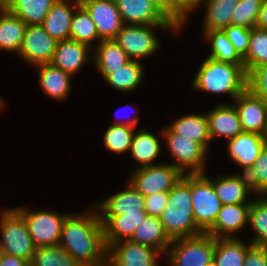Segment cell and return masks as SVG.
<instances>
[{"label": "cell", "instance_id": "12", "mask_svg": "<svg viewBox=\"0 0 267 266\" xmlns=\"http://www.w3.org/2000/svg\"><path fill=\"white\" fill-rule=\"evenodd\" d=\"M57 43L41 25H29L26 27L18 57L33 67L50 63Z\"/></svg>", "mask_w": 267, "mask_h": 266}, {"label": "cell", "instance_id": "20", "mask_svg": "<svg viewBox=\"0 0 267 266\" xmlns=\"http://www.w3.org/2000/svg\"><path fill=\"white\" fill-rule=\"evenodd\" d=\"M211 109L206 112L211 140L218 137L230 140L243 132L239 115L233 104L224 102Z\"/></svg>", "mask_w": 267, "mask_h": 266}, {"label": "cell", "instance_id": "13", "mask_svg": "<svg viewBox=\"0 0 267 266\" xmlns=\"http://www.w3.org/2000/svg\"><path fill=\"white\" fill-rule=\"evenodd\" d=\"M233 104L239 115L243 132L258 133L267 137V103L245 89Z\"/></svg>", "mask_w": 267, "mask_h": 266}, {"label": "cell", "instance_id": "35", "mask_svg": "<svg viewBox=\"0 0 267 266\" xmlns=\"http://www.w3.org/2000/svg\"><path fill=\"white\" fill-rule=\"evenodd\" d=\"M70 39L88 45L93 49L100 42L94 21L91 19L88 11L80 4L73 14L70 29ZM94 43V44H93Z\"/></svg>", "mask_w": 267, "mask_h": 266}, {"label": "cell", "instance_id": "50", "mask_svg": "<svg viewBox=\"0 0 267 266\" xmlns=\"http://www.w3.org/2000/svg\"><path fill=\"white\" fill-rule=\"evenodd\" d=\"M129 106V104H127V107ZM135 113V112H134ZM136 116H133V117H131L130 119H119L118 120V118L119 117H117L115 120H116V122L115 123H113V124H122V125H127V126H131V127H133V128H135V126L138 124V122H139V117H137V113L135 114ZM127 117V116H126ZM125 118V117H124ZM125 120V121H124Z\"/></svg>", "mask_w": 267, "mask_h": 266}, {"label": "cell", "instance_id": "41", "mask_svg": "<svg viewBox=\"0 0 267 266\" xmlns=\"http://www.w3.org/2000/svg\"><path fill=\"white\" fill-rule=\"evenodd\" d=\"M256 197L267 191V144L260 151L256 161L245 172Z\"/></svg>", "mask_w": 267, "mask_h": 266}, {"label": "cell", "instance_id": "53", "mask_svg": "<svg viewBox=\"0 0 267 266\" xmlns=\"http://www.w3.org/2000/svg\"><path fill=\"white\" fill-rule=\"evenodd\" d=\"M207 266H216V265L214 264V262H212L211 264H209Z\"/></svg>", "mask_w": 267, "mask_h": 266}, {"label": "cell", "instance_id": "28", "mask_svg": "<svg viewBox=\"0 0 267 266\" xmlns=\"http://www.w3.org/2000/svg\"><path fill=\"white\" fill-rule=\"evenodd\" d=\"M57 0H5L1 5L22 19L27 26L41 25Z\"/></svg>", "mask_w": 267, "mask_h": 266}, {"label": "cell", "instance_id": "38", "mask_svg": "<svg viewBox=\"0 0 267 266\" xmlns=\"http://www.w3.org/2000/svg\"><path fill=\"white\" fill-rule=\"evenodd\" d=\"M135 128L122 124H111L104 133V147L111 153L130 151Z\"/></svg>", "mask_w": 267, "mask_h": 266}, {"label": "cell", "instance_id": "34", "mask_svg": "<svg viewBox=\"0 0 267 266\" xmlns=\"http://www.w3.org/2000/svg\"><path fill=\"white\" fill-rule=\"evenodd\" d=\"M202 36L211 47V52L207 57L220 62L244 65L243 58L235 50L223 30L206 31Z\"/></svg>", "mask_w": 267, "mask_h": 266}, {"label": "cell", "instance_id": "47", "mask_svg": "<svg viewBox=\"0 0 267 266\" xmlns=\"http://www.w3.org/2000/svg\"><path fill=\"white\" fill-rule=\"evenodd\" d=\"M0 266H31V262L0 252Z\"/></svg>", "mask_w": 267, "mask_h": 266}, {"label": "cell", "instance_id": "1", "mask_svg": "<svg viewBox=\"0 0 267 266\" xmlns=\"http://www.w3.org/2000/svg\"><path fill=\"white\" fill-rule=\"evenodd\" d=\"M85 212L66 217L58 245L80 266H105L108 248L99 213L93 204Z\"/></svg>", "mask_w": 267, "mask_h": 266}, {"label": "cell", "instance_id": "46", "mask_svg": "<svg viewBox=\"0 0 267 266\" xmlns=\"http://www.w3.org/2000/svg\"><path fill=\"white\" fill-rule=\"evenodd\" d=\"M243 266H267V246L251 244Z\"/></svg>", "mask_w": 267, "mask_h": 266}, {"label": "cell", "instance_id": "42", "mask_svg": "<svg viewBox=\"0 0 267 266\" xmlns=\"http://www.w3.org/2000/svg\"><path fill=\"white\" fill-rule=\"evenodd\" d=\"M246 73V89L267 103V64L256 66Z\"/></svg>", "mask_w": 267, "mask_h": 266}, {"label": "cell", "instance_id": "48", "mask_svg": "<svg viewBox=\"0 0 267 266\" xmlns=\"http://www.w3.org/2000/svg\"><path fill=\"white\" fill-rule=\"evenodd\" d=\"M159 11L173 24V0H152Z\"/></svg>", "mask_w": 267, "mask_h": 266}, {"label": "cell", "instance_id": "33", "mask_svg": "<svg viewBox=\"0 0 267 266\" xmlns=\"http://www.w3.org/2000/svg\"><path fill=\"white\" fill-rule=\"evenodd\" d=\"M249 243L240 238H215L213 262L216 266H243Z\"/></svg>", "mask_w": 267, "mask_h": 266}, {"label": "cell", "instance_id": "21", "mask_svg": "<svg viewBox=\"0 0 267 266\" xmlns=\"http://www.w3.org/2000/svg\"><path fill=\"white\" fill-rule=\"evenodd\" d=\"M79 5V0H57L41 26L57 42L70 39L73 14Z\"/></svg>", "mask_w": 267, "mask_h": 266}, {"label": "cell", "instance_id": "19", "mask_svg": "<svg viewBox=\"0 0 267 266\" xmlns=\"http://www.w3.org/2000/svg\"><path fill=\"white\" fill-rule=\"evenodd\" d=\"M124 24H172L152 0H115Z\"/></svg>", "mask_w": 267, "mask_h": 266}, {"label": "cell", "instance_id": "6", "mask_svg": "<svg viewBox=\"0 0 267 266\" xmlns=\"http://www.w3.org/2000/svg\"><path fill=\"white\" fill-rule=\"evenodd\" d=\"M214 250L215 237L202 233L173 239L165 255L170 266H207L213 262Z\"/></svg>", "mask_w": 267, "mask_h": 266}, {"label": "cell", "instance_id": "4", "mask_svg": "<svg viewBox=\"0 0 267 266\" xmlns=\"http://www.w3.org/2000/svg\"><path fill=\"white\" fill-rule=\"evenodd\" d=\"M154 28L179 33V29L173 24H124L113 40L131 60L142 61V58L150 57L160 50L161 40L155 34Z\"/></svg>", "mask_w": 267, "mask_h": 266}, {"label": "cell", "instance_id": "17", "mask_svg": "<svg viewBox=\"0 0 267 266\" xmlns=\"http://www.w3.org/2000/svg\"><path fill=\"white\" fill-rule=\"evenodd\" d=\"M92 53L93 49L88 45L73 39H67L57 43L53 59L50 63L74 76L76 73H79L78 71L86 63L92 62Z\"/></svg>", "mask_w": 267, "mask_h": 266}, {"label": "cell", "instance_id": "23", "mask_svg": "<svg viewBox=\"0 0 267 266\" xmlns=\"http://www.w3.org/2000/svg\"><path fill=\"white\" fill-rule=\"evenodd\" d=\"M146 216V211L127 212L120 216H99L103 224L106 247L119 241L130 240L136 227L143 222Z\"/></svg>", "mask_w": 267, "mask_h": 266}, {"label": "cell", "instance_id": "26", "mask_svg": "<svg viewBox=\"0 0 267 266\" xmlns=\"http://www.w3.org/2000/svg\"><path fill=\"white\" fill-rule=\"evenodd\" d=\"M130 60L114 40H101L93 48L92 63L104 79Z\"/></svg>", "mask_w": 267, "mask_h": 266}, {"label": "cell", "instance_id": "29", "mask_svg": "<svg viewBox=\"0 0 267 266\" xmlns=\"http://www.w3.org/2000/svg\"><path fill=\"white\" fill-rule=\"evenodd\" d=\"M27 24L0 5V50L19 53Z\"/></svg>", "mask_w": 267, "mask_h": 266}, {"label": "cell", "instance_id": "2", "mask_svg": "<svg viewBox=\"0 0 267 266\" xmlns=\"http://www.w3.org/2000/svg\"><path fill=\"white\" fill-rule=\"evenodd\" d=\"M247 73L244 65L205 58L192 80L195 91L227 94L234 100L246 89Z\"/></svg>", "mask_w": 267, "mask_h": 266}, {"label": "cell", "instance_id": "30", "mask_svg": "<svg viewBox=\"0 0 267 266\" xmlns=\"http://www.w3.org/2000/svg\"><path fill=\"white\" fill-rule=\"evenodd\" d=\"M161 147L158 137L146 130L145 127L138 130V132L135 131L130 148L132 157L137 163H140L135 167L141 168L160 164L154 162V160H157Z\"/></svg>", "mask_w": 267, "mask_h": 266}, {"label": "cell", "instance_id": "9", "mask_svg": "<svg viewBox=\"0 0 267 266\" xmlns=\"http://www.w3.org/2000/svg\"><path fill=\"white\" fill-rule=\"evenodd\" d=\"M25 219L28 232L36 247L57 246L60 241L64 220L69 214H60L49 209L30 210L15 208Z\"/></svg>", "mask_w": 267, "mask_h": 266}, {"label": "cell", "instance_id": "45", "mask_svg": "<svg viewBox=\"0 0 267 266\" xmlns=\"http://www.w3.org/2000/svg\"><path fill=\"white\" fill-rule=\"evenodd\" d=\"M168 202V192H159L144 197V210L148 216L160 217Z\"/></svg>", "mask_w": 267, "mask_h": 266}, {"label": "cell", "instance_id": "32", "mask_svg": "<svg viewBox=\"0 0 267 266\" xmlns=\"http://www.w3.org/2000/svg\"><path fill=\"white\" fill-rule=\"evenodd\" d=\"M142 61L130 60L115 72L109 74L104 80L111 85L113 89L119 92H128L137 90L143 78L145 77V65ZM137 88V89H136Z\"/></svg>", "mask_w": 267, "mask_h": 266}, {"label": "cell", "instance_id": "31", "mask_svg": "<svg viewBox=\"0 0 267 266\" xmlns=\"http://www.w3.org/2000/svg\"><path fill=\"white\" fill-rule=\"evenodd\" d=\"M239 0H202L201 6H205L202 32L211 30H223L231 25L233 11ZM203 4V5H202Z\"/></svg>", "mask_w": 267, "mask_h": 266}, {"label": "cell", "instance_id": "40", "mask_svg": "<svg viewBox=\"0 0 267 266\" xmlns=\"http://www.w3.org/2000/svg\"><path fill=\"white\" fill-rule=\"evenodd\" d=\"M262 3L263 0H239L232 12L231 24L248 29L255 28Z\"/></svg>", "mask_w": 267, "mask_h": 266}, {"label": "cell", "instance_id": "14", "mask_svg": "<svg viewBox=\"0 0 267 266\" xmlns=\"http://www.w3.org/2000/svg\"><path fill=\"white\" fill-rule=\"evenodd\" d=\"M97 29L100 40H113L124 23L115 0H81Z\"/></svg>", "mask_w": 267, "mask_h": 266}, {"label": "cell", "instance_id": "7", "mask_svg": "<svg viewBox=\"0 0 267 266\" xmlns=\"http://www.w3.org/2000/svg\"><path fill=\"white\" fill-rule=\"evenodd\" d=\"M160 137L165 140L167 150L175 159L170 164L183 174L204 173L208 151L201 144L191 138L171 133L166 127L160 131Z\"/></svg>", "mask_w": 267, "mask_h": 266}, {"label": "cell", "instance_id": "8", "mask_svg": "<svg viewBox=\"0 0 267 266\" xmlns=\"http://www.w3.org/2000/svg\"><path fill=\"white\" fill-rule=\"evenodd\" d=\"M191 194L194 221L206 233L213 226L222 203L205 172L191 174Z\"/></svg>", "mask_w": 267, "mask_h": 266}, {"label": "cell", "instance_id": "18", "mask_svg": "<svg viewBox=\"0 0 267 266\" xmlns=\"http://www.w3.org/2000/svg\"><path fill=\"white\" fill-rule=\"evenodd\" d=\"M250 205L251 203L222 205L213 226L206 233L215 238H235L233 234L248 225Z\"/></svg>", "mask_w": 267, "mask_h": 266}, {"label": "cell", "instance_id": "51", "mask_svg": "<svg viewBox=\"0 0 267 266\" xmlns=\"http://www.w3.org/2000/svg\"><path fill=\"white\" fill-rule=\"evenodd\" d=\"M4 101H3V98L0 97V112L1 110L4 108ZM3 107V108H2Z\"/></svg>", "mask_w": 267, "mask_h": 266}, {"label": "cell", "instance_id": "36", "mask_svg": "<svg viewBox=\"0 0 267 266\" xmlns=\"http://www.w3.org/2000/svg\"><path fill=\"white\" fill-rule=\"evenodd\" d=\"M248 224L255 233L250 243L267 246V199L262 195L253 199L250 205Z\"/></svg>", "mask_w": 267, "mask_h": 266}, {"label": "cell", "instance_id": "43", "mask_svg": "<svg viewBox=\"0 0 267 266\" xmlns=\"http://www.w3.org/2000/svg\"><path fill=\"white\" fill-rule=\"evenodd\" d=\"M223 31L234 46L235 50L243 58L249 49L250 29L231 24L224 28Z\"/></svg>", "mask_w": 267, "mask_h": 266}, {"label": "cell", "instance_id": "25", "mask_svg": "<svg viewBox=\"0 0 267 266\" xmlns=\"http://www.w3.org/2000/svg\"><path fill=\"white\" fill-rule=\"evenodd\" d=\"M166 128L174 134H179L191 138L201 144L207 151L211 143L208 119L206 112L203 114H186L176 118Z\"/></svg>", "mask_w": 267, "mask_h": 266}, {"label": "cell", "instance_id": "49", "mask_svg": "<svg viewBox=\"0 0 267 266\" xmlns=\"http://www.w3.org/2000/svg\"><path fill=\"white\" fill-rule=\"evenodd\" d=\"M255 27L267 30V0H263Z\"/></svg>", "mask_w": 267, "mask_h": 266}, {"label": "cell", "instance_id": "3", "mask_svg": "<svg viewBox=\"0 0 267 266\" xmlns=\"http://www.w3.org/2000/svg\"><path fill=\"white\" fill-rule=\"evenodd\" d=\"M191 197V174H184L168 192V202L160 216L165 232L172 240L203 233L194 221Z\"/></svg>", "mask_w": 267, "mask_h": 266}, {"label": "cell", "instance_id": "11", "mask_svg": "<svg viewBox=\"0 0 267 266\" xmlns=\"http://www.w3.org/2000/svg\"><path fill=\"white\" fill-rule=\"evenodd\" d=\"M163 254L148 245L123 240L111 244L107 252L108 266H158Z\"/></svg>", "mask_w": 267, "mask_h": 266}, {"label": "cell", "instance_id": "52", "mask_svg": "<svg viewBox=\"0 0 267 266\" xmlns=\"http://www.w3.org/2000/svg\"><path fill=\"white\" fill-rule=\"evenodd\" d=\"M262 196L267 199V191Z\"/></svg>", "mask_w": 267, "mask_h": 266}, {"label": "cell", "instance_id": "24", "mask_svg": "<svg viewBox=\"0 0 267 266\" xmlns=\"http://www.w3.org/2000/svg\"><path fill=\"white\" fill-rule=\"evenodd\" d=\"M39 73V83L43 93L55 100H65L71 90L72 75L51 63L34 66Z\"/></svg>", "mask_w": 267, "mask_h": 266}, {"label": "cell", "instance_id": "5", "mask_svg": "<svg viewBox=\"0 0 267 266\" xmlns=\"http://www.w3.org/2000/svg\"><path fill=\"white\" fill-rule=\"evenodd\" d=\"M0 252L31 262L36 246L26 221L15 209H4L0 216Z\"/></svg>", "mask_w": 267, "mask_h": 266}, {"label": "cell", "instance_id": "16", "mask_svg": "<svg viewBox=\"0 0 267 266\" xmlns=\"http://www.w3.org/2000/svg\"><path fill=\"white\" fill-rule=\"evenodd\" d=\"M267 144L266 136L252 132H242L227 141V152L232 162L246 172L256 161L260 151Z\"/></svg>", "mask_w": 267, "mask_h": 266}, {"label": "cell", "instance_id": "22", "mask_svg": "<svg viewBox=\"0 0 267 266\" xmlns=\"http://www.w3.org/2000/svg\"><path fill=\"white\" fill-rule=\"evenodd\" d=\"M127 187L94 204L99 216H120L144 210V196L129 182Z\"/></svg>", "mask_w": 267, "mask_h": 266}, {"label": "cell", "instance_id": "39", "mask_svg": "<svg viewBox=\"0 0 267 266\" xmlns=\"http://www.w3.org/2000/svg\"><path fill=\"white\" fill-rule=\"evenodd\" d=\"M31 266H80L61 246L37 247Z\"/></svg>", "mask_w": 267, "mask_h": 266}, {"label": "cell", "instance_id": "37", "mask_svg": "<svg viewBox=\"0 0 267 266\" xmlns=\"http://www.w3.org/2000/svg\"><path fill=\"white\" fill-rule=\"evenodd\" d=\"M245 71L267 64V30L250 29L249 49L243 57Z\"/></svg>", "mask_w": 267, "mask_h": 266}, {"label": "cell", "instance_id": "44", "mask_svg": "<svg viewBox=\"0 0 267 266\" xmlns=\"http://www.w3.org/2000/svg\"><path fill=\"white\" fill-rule=\"evenodd\" d=\"M202 0H173V25L180 31L184 27L189 14L201 8Z\"/></svg>", "mask_w": 267, "mask_h": 266}, {"label": "cell", "instance_id": "15", "mask_svg": "<svg viewBox=\"0 0 267 266\" xmlns=\"http://www.w3.org/2000/svg\"><path fill=\"white\" fill-rule=\"evenodd\" d=\"M211 182L222 205L252 203L253 201L248 199L252 193L253 196L255 194L245 172L220 174L216 179H211Z\"/></svg>", "mask_w": 267, "mask_h": 266}, {"label": "cell", "instance_id": "27", "mask_svg": "<svg viewBox=\"0 0 267 266\" xmlns=\"http://www.w3.org/2000/svg\"><path fill=\"white\" fill-rule=\"evenodd\" d=\"M131 242L148 245L165 255L172 239L165 232L160 217L146 216L143 222L136 227Z\"/></svg>", "mask_w": 267, "mask_h": 266}, {"label": "cell", "instance_id": "10", "mask_svg": "<svg viewBox=\"0 0 267 266\" xmlns=\"http://www.w3.org/2000/svg\"><path fill=\"white\" fill-rule=\"evenodd\" d=\"M184 174L170 163H160L131 172L128 181L144 196L169 192Z\"/></svg>", "mask_w": 267, "mask_h": 266}]
</instances>
